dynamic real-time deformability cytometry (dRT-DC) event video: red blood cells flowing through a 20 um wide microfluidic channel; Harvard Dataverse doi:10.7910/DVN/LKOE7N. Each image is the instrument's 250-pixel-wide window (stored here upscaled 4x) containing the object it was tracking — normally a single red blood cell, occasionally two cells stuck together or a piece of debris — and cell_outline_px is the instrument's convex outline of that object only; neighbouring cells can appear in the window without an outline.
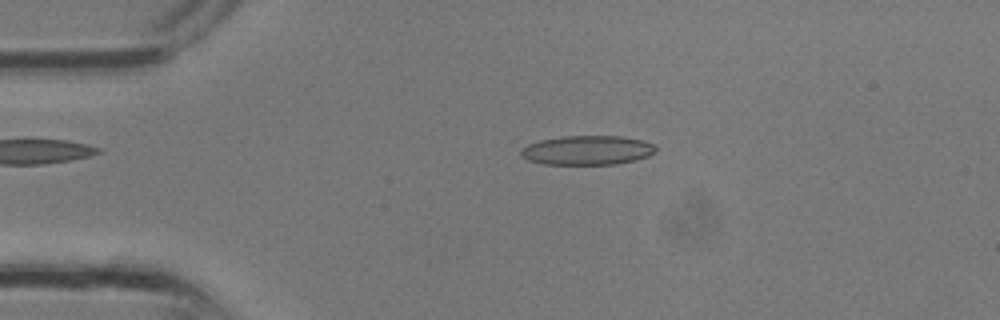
{"species": "common noctule bat (a hibernating species)", "species_latin": "Nyctalus noctula", "temperature_condition": "room temperature", "stored_images_in_passage": 32, "camera_frame_rate_fps": 3000, "um_per_image_px": 0.085, "animal": {"sex": "male", "body_mass_g": 13.3}, "frame": {"image": 1, "passage_image": 6, "time_ms": 1.667, "image_size_px": [1000, 320], "cell_outline_px": [[656, 152], [648, 156], [636, 160], [616, 164], [544, 164], [528, 160], [520, 156], [520, 152], [528, 144], [540, 140], [564, 136], [624, 136], [644, 140], [652, 144], [656, 148]], "centroid_in_image_um": [49.94, 12.77], "position_along_channel_um": 35.1, "area_um2": 23.06}}
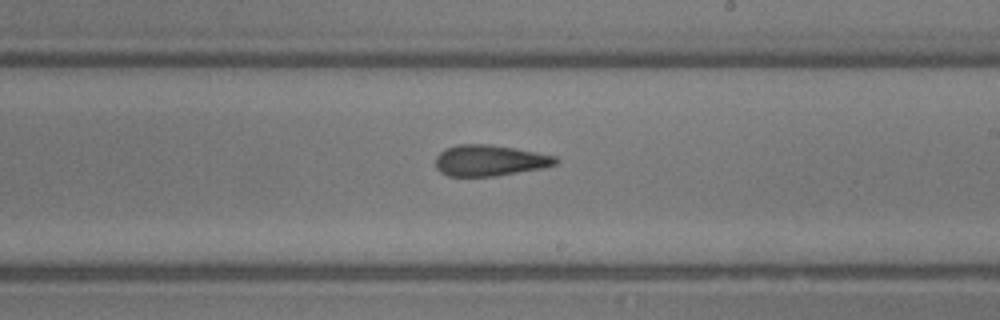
{"frame": {"image": 2, "passage_image": 18, "time_ms": 5.667, "image_size_px": [1000, 320], "cell_outline_px": [[556, 164], [544, 168], [496, 176], [448, 176], [440, 172], [436, 168], [436, 156], [444, 148], [456, 144], [492, 144], [516, 148], [556, 156]], "centroid_in_image_um": [41.6, 13.63], "position_along_channel_um": 247.4, "area_um2": 21.91}}
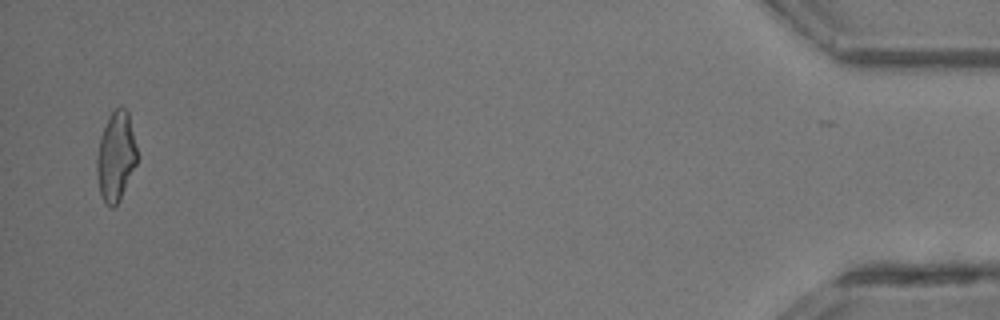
{"frame": {"image": 3, "passage_image": 31, "time_ms": 10.0, "image_size_px": [1000, 320], "cell_outline_px": [[140, 156], [120, 200], [112, 208], [104, 200], [100, 192], [96, 172], [96, 160], [100, 136], [108, 116], [116, 108], [124, 108], [128, 112]], "centroid_in_image_um": [9.87, 13.27], "position_along_channel_um": 425.3, "area_um2": 21.15}}